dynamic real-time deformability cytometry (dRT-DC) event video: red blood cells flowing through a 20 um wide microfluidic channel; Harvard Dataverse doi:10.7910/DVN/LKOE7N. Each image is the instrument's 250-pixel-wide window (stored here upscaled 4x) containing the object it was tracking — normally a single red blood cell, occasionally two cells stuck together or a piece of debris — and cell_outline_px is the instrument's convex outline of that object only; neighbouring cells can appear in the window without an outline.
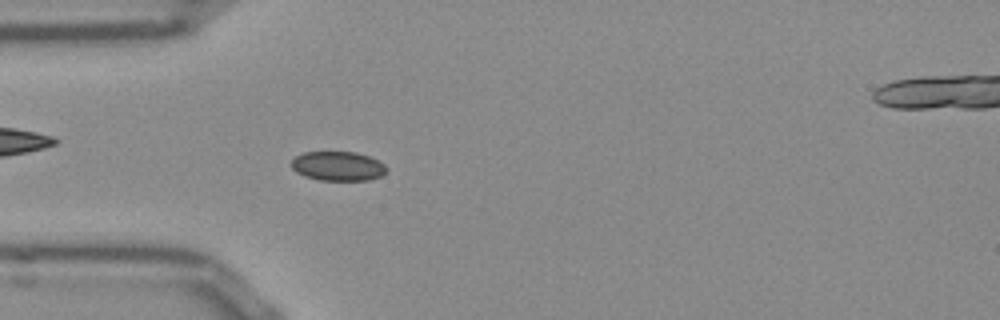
{"species": "Egyptian fruit bat (a non-hibernating species)", "species_latin": "Rousettus aegyptiacus", "temperature_condition": "room temperature", "stored_images_in_passage": 54, "segment_of_instrument_passage": [1, 2], "camera_frame_rate_fps": 3000, "um_per_image_px": 0.085, "frame": {"image": 1, "passage_image": 15, "time_ms": 4.667, "image_size_px": [1000, 320], "cell_outline_px": [[388, 172], [380, 176], [368, 180], [320, 180], [304, 176], [296, 172], [292, 168], [292, 160], [296, 156], [304, 152], [356, 152], [368, 156], [384, 164], [388, 168]], "centroid_in_image_um": [28.73, 14.12], "position_along_channel_um": 56.3, "area_um2": 16.24}}
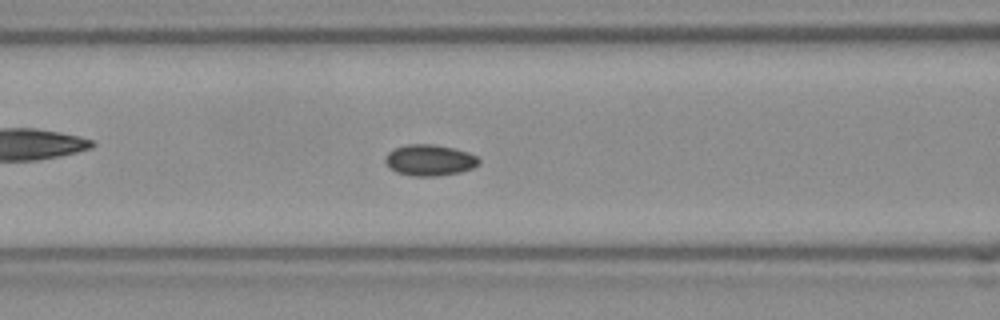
{"frame": {"image": 2, "passage_image": 21, "time_ms": 6.667, "image_size_px": [1000, 320], "cell_outline_px": [[480, 164], [472, 168], [460, 172], [436, 176], [412, 176], [396, 172], [384, 160], [384, 156], [388, 152], [396, 148], [408, 144], [436, 144], [468, 152], [476, 156], [480, 160]], "centroid_in_image_um": [36.53, 13.61], "position_along_channel_um": 130.1, "area_um2": 16.94}}
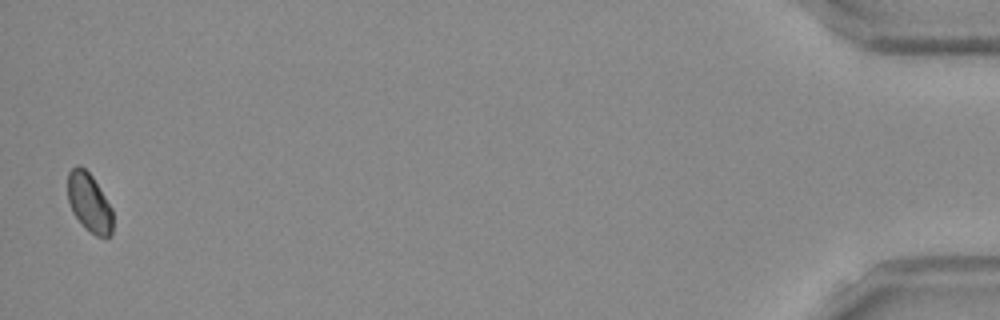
{"frame": {"image": 3, "passage_image": 52, "time_ms": 17.0, "image_size_px": [1000, 320], "cell_outline_px": [[112, 232], [108, 236], [96, 236], [72, 212], [68, 200], [68, 172], [76, 164], [80, 164], [92, 176], [112, 208]], "centroid_in_image_um": [7.57, 17.16], "position_along_channel_um": 427.6, "area_um2": 15.09}}